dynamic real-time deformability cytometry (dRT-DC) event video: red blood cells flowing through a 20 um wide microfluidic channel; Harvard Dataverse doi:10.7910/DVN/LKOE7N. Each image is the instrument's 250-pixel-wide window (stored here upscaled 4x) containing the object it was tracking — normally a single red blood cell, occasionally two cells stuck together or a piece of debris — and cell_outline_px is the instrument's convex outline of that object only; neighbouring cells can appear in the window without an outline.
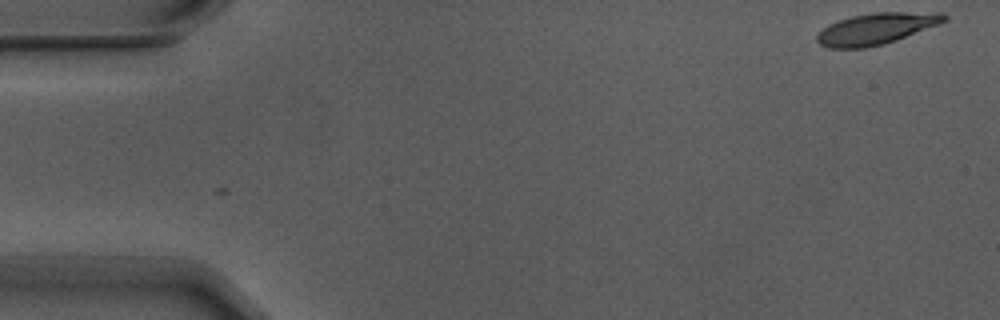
{"species": "Egyptian fruit bat (a non-hibernating species)", "species_latin": "Rousettus aegyptiacus", "temperature_condition": "warm", "stored_images_in_passage": 6, "camera_frame_rate_fps": 3000, "um_per_image_px": 0.085, "animal": {"sex": "male"}, "frame": {"image": 1, "passage_image": 1, "time_ms": 0.0, "image_size_px": [1000, 320], "cell_outline_px": [[948, 20], [940, 24], [896, 40], [884, 44], [864, 48], [828, 48], [820, 44], [816, 40], [816, 36], [828, 24], [852, 16], [872, 12], [944, 12], [948, 16]], "centroid_in_image_um": [74.53, 2.43], "position_along_channel_um": 10.5, "area_um2": 23.35}}
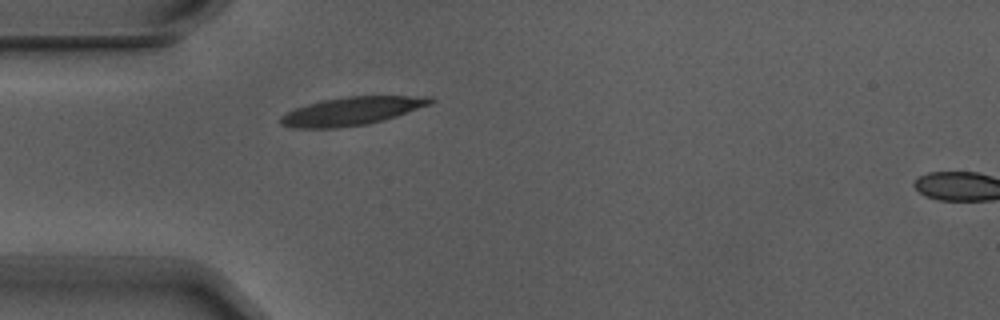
{"frame": {"image": 2, "passage_image": 5, "time_ms": 1.333, "image_size_px": [1000, 320], "cell_outline_px": [[436, 100], [432, 104], [396, 116], [368, 124], [336, 128], [292, 128], [280, 124], [280, 116], [296, 108], [308, 104], [324, 100], [348, 96], [432, 96]], "centroid_in_image_um": [29.93, 9.44], "position_along_channel_um": 55.1, "area_um2": 24.57}}